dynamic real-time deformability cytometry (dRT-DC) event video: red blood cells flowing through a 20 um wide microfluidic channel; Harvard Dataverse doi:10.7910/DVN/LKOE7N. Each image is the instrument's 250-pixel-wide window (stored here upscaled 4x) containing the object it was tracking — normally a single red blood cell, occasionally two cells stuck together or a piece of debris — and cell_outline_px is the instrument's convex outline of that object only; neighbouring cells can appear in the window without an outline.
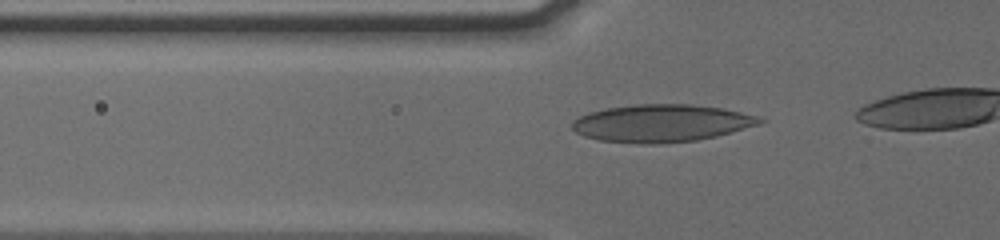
{"species": "human", "species_latin": "Homo sapiens", "temperature_condition": "cold", "stored_images_in_passage": 17, "camera_frame_rate_fps": 3000, "um_per_image_px": 0.085, "donor": {"sex": "male"}, "frame": {"image": 1, "passage_image": 4, "time_ms": 1.0, "image_size_px": [1000, 240], "cell_outline_px": [[768, 120], [760, 124], [716, 136], [696, 140], [664, 144], [644, 144], [600, 140], [584, 136], [576, 132], [572, 128], [572, 120], [588, 112], [604, 108], [636, 104], [692, 104], [724, 108], [760, 116]], "centroid_in_image_um": [56.24, 10.46], "position_along_channel_um": 69.6, "area_um2": 41.38}}
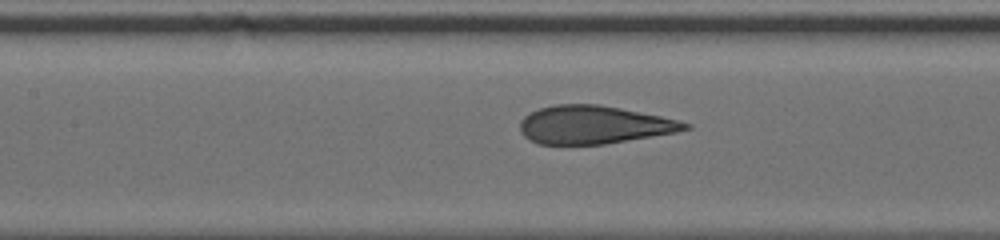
{"frame": {"image": 2, "passage_image": 11, "time_ms": 3.333, "image_size_px": [1000, 240], "cell_outline_px": [[692, 128], [676, 132], [604, 144], [536, 144], [528, 140], [520, 132], [520, 120], [524, 116], [540, 108], [552, 104], [600, 104], [680, 120], [692, 124]], "centroid_in_image_um": [50.46, 10.6], "position_along_channel_um": 156.9, "area_um2": 36.7}}
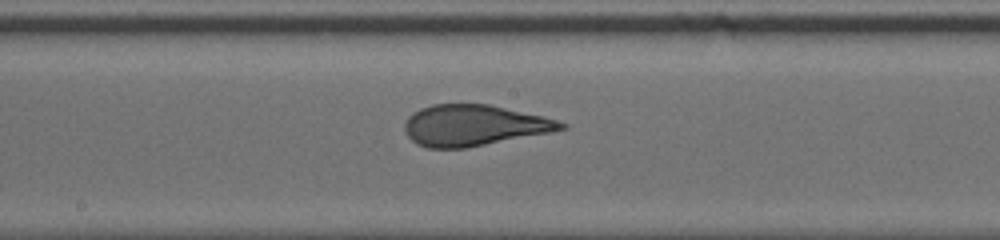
{"frame": {"image": 3, "passage_image": 15, "time_ms": 4.667, "image_size_px": [1000, 240], "cell_outline_px": [[568, 128], [468, 148], [428, 148], [416, 144], [408, 136], [404, 128], [404, 124], [408, 116], [412, 112], [420, 108], [432, 104], [488, 104], [544, 116], [568, 124]], "centroid_in_image_um": [40.25, 10.65], "position_along_channel_um": 208.0, "area_um2": 37.34}}